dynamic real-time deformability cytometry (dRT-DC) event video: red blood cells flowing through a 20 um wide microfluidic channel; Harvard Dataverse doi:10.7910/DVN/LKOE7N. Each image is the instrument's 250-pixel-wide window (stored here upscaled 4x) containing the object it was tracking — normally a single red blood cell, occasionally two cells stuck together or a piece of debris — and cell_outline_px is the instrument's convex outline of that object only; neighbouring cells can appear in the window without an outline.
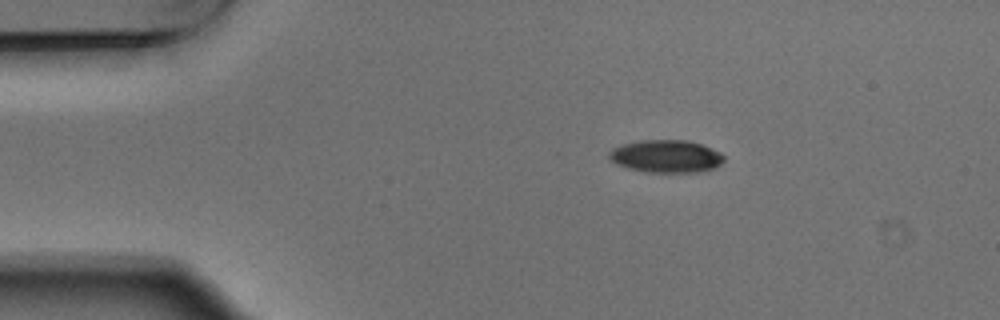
{"species": "Egyptian fruit bat (a non-hibernating species)", "species_latin": "Rousettus aegyptiacus", "temperature_condition": "warm", "stored_images_in_passage": 2, "camera_frame_rate_fps": 3000, "um_per_image_px": 0.085, "animal": {"sex": "male"}, "frame": {"image": 1, "passage_image": 2, "time_ms": 0.333, "image_size_px": [1000, 320], "cell_outline_px": [[724, 160], [716, 168], [696, 172], [648, 172], [628, 168], [616, 164], [608, 156], [608, 152], [612, 148], [624, 144], [640, 140], [688, 140], [700, 144], [720, 152], [724, 156]], "centroid_in_image_um": [56.62, 13.28], "position_along_channel_um": 28.4, "area_um2": 21.79}}